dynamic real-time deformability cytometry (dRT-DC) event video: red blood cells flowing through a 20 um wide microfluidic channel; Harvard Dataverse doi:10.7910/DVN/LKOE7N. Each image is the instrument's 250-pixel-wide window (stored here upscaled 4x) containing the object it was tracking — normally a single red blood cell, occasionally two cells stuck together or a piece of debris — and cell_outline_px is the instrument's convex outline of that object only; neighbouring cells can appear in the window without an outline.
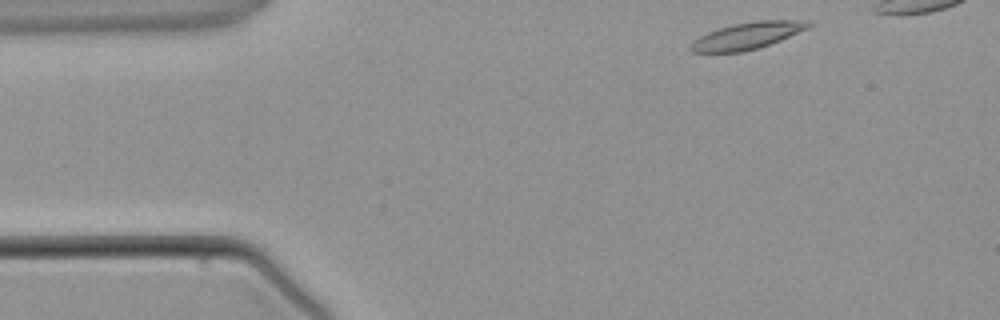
{"species": "common noctule bat (a hibernating species)", "species_latin": "Nyctalus noctula", "temperature_condition": "warm", "stored_images_in_passage": 4, "camera_frame_rate_fps": 3000, "um_per_image_px": 0.085, "animal": {"sex": "male", "body_mass_g": 21.5, "forearm_length_mm": 52.0}, "frame": {"image": 1, "passage_image": 1, "time_ms": 0.0, "image_size_px": [1000, 320], "cell_outline_px": [[812, 24], [808, 28], [780, 40], [744, 52], [692, 52], [688, 48], [692, 40], [708, 32], [732, 24], [756, 20], [812, 20]], "centroid_in_image_um": [63.51, 3.02], "position_along_channel_um": 21.5, "area_um2": 18.38}}